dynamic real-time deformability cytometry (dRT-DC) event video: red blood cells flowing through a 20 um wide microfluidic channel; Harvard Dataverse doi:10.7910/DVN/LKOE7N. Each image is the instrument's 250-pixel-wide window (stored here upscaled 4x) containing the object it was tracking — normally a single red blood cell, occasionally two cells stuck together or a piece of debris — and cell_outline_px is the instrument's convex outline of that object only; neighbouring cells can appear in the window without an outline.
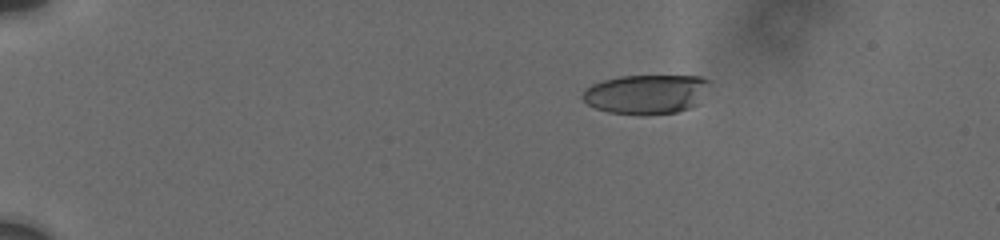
{"species": "human", "species_latin": "Homo sapiens", "temperature_condition": "cold", "stored_images_in_passage": 9, "camera_frame_rate_fps": 3000, "um_per_image_px": 0.085, "donor": {"sex": "male"}, "frame": {"image": 1, "passage_image": 1, "time_ms": 0.0, "image_size_px": [1000, 240], "cell_outline_px": [[712, 80], [696, 104], [688, 108], [676, 112], [644, 116], [640, 116], [608, 112], [596, 108], [588, 104], [580, 96], [584, 88], [592, 84], [604, 80], [620, 76], [700, 76]], "centroid_in_image_um": [54.89, 8.01], "position_along_channel_um": 30.1, "area_um2": 29.36}}
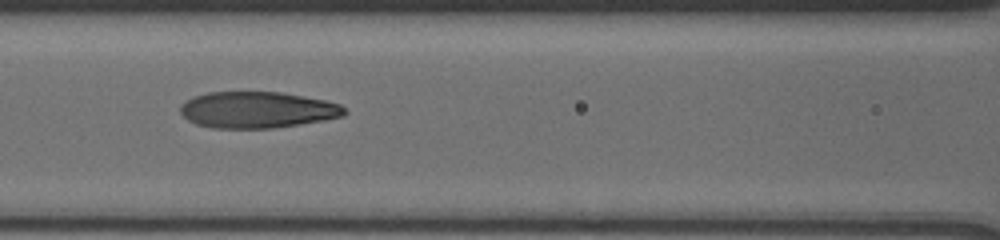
{"frame": {"image": 2, "passage_image": 7, "time_ms": 5.667, "image_size_px": [1000, 240], "cell_outline_px": [[348, 112], [344, 116], [324, 120], [300, 124], [272, 128], [212, 128], [196, 124], [188, 120], [180, 112], [180, 104], [192, 96], [208, 92], [280, 92], [324, 100], [340, 104]], "centroid_in_image_um": [21.85, 9.34], "position_along_channel_um": 144.8, "area_um2": 34.85}}
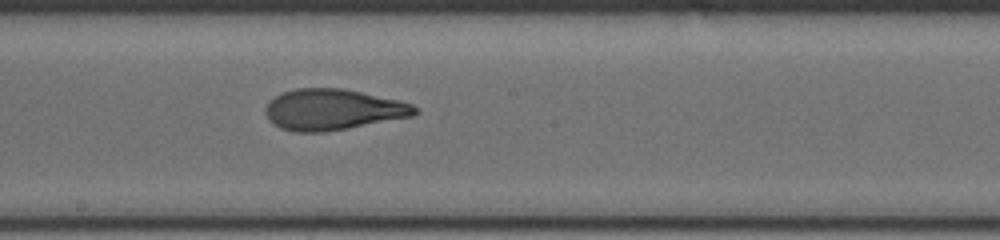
{"frame": {"image": 3, "passage_image": 9, "time_ms": 7.667, "image_size_px": [1000, 240], "cell_outline_px": [[420, 112], [412, 116], [348, 128], [324, 132], [296, 132], [280, 128], [272, 124], [268, 120], [264, 112], [264, 108], [268, 100], [284, 92], [296, 88], [344, 88], [400, 100], [412, 104]], "centroid_in_image_um": [28.26, 9.31], "position_along_channel_um": 219.9, "area_um2": 35.89}}